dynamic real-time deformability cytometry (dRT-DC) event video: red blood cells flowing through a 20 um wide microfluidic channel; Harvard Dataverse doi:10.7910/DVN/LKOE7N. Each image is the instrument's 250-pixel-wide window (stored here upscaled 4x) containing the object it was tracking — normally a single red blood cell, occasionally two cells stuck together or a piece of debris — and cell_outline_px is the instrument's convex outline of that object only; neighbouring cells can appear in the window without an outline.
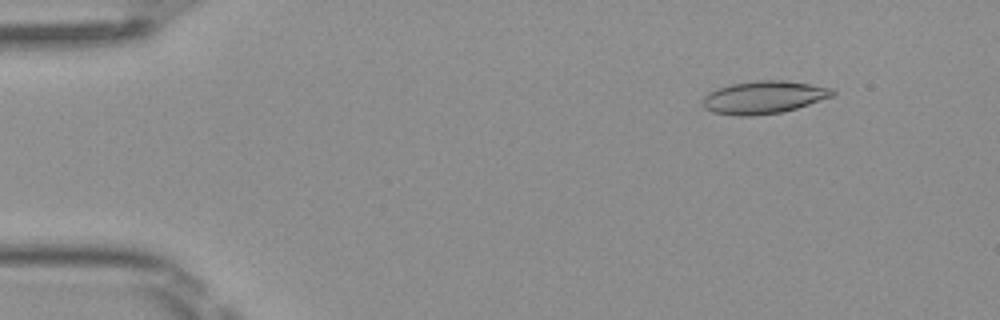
{"species": "Egyptian fruit bat (a non-hibernating species)", "species_latin": "Rousettus aegyptiacus", "temperature_condition": "room temperature", "stored_images_in_passage": 50, "camera_frame_rate_fps": 3000, "um_per_image_px": 0.085, "frame": {"image": 1, "passage_image": 6, "time_ms": 1.667, "image_size_px": [1000, 320], "cell_outline_px": [[836, 92], [832, 96], [796, 108], [780, 112], [752, 116], [736, 116], [712, 112], [704, 108], [700, 104], [704, 96], [708, 92], [716, 88], [732, 84], [756, 80], [784, 80], [832, 88]], "centroid_in_image_um": [64.84, 8.27], "position_along_channel_um": 20.2, "area_um2": 24.74}}
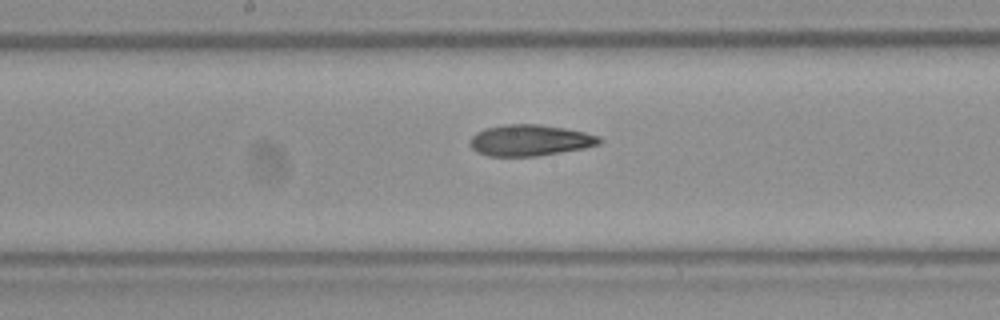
{"frame": {"image": 2, "passage_image": 26, "time_ms": 8.333, "image_size_px": [1000, 320], "cell_outline_px": [[604, 140], [600, 144], [584, 148], [536, 156], [488, 156], [476, 152], [468, 144], [468, 140], [476, 132], [484, 128], [504, 124], [540, 124], [564, 128], [584, 132], [600, 136]], "centroid_in_image_um": [45.01, 11.92], "position_along_channel_um": 203.2, "area_um2": 23.76}}
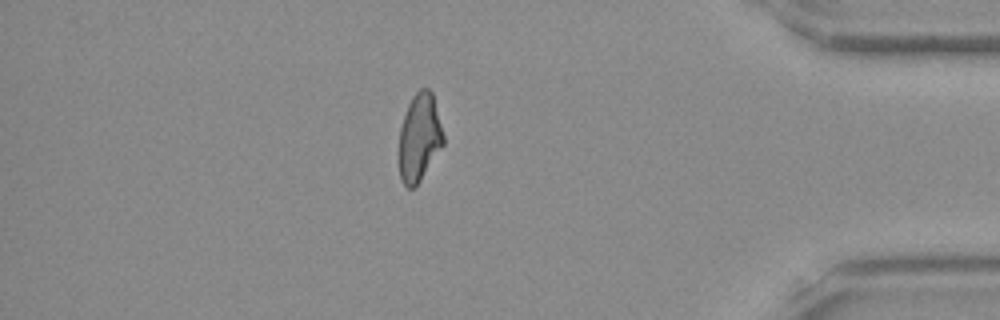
{"frame": {"image": 3, "passage_image": 43, "time_ms": 14.0, "image_size_px": [1000, 320], "cell_outline_px": [[444, 144], [420, 180], [412, 188], [408, 188], [400, 180], [400, 128], [408, 104], [412, 96], [420, 88], [428, 88], [432, 92], [444, 136]], "centroid_in_image_um": [35.66, 11.66], "position_along_channel_um": 399.5, "area_um2": 22.31}}